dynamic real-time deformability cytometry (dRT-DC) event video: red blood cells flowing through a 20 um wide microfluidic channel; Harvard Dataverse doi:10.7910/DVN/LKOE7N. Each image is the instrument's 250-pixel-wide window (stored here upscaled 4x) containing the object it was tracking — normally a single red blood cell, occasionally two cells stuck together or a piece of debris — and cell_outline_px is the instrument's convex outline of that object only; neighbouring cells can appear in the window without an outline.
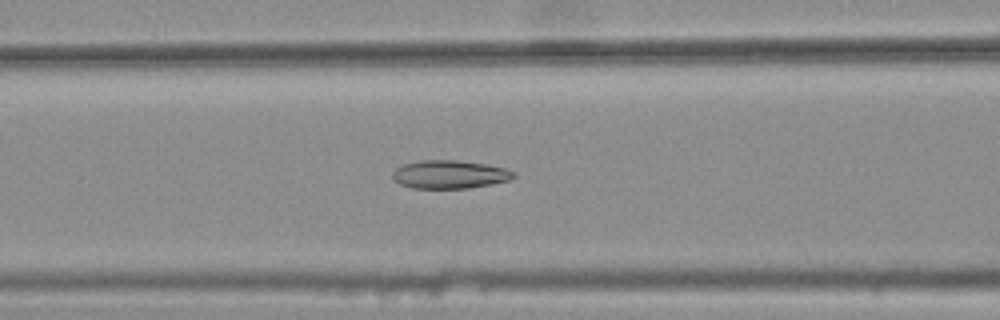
{"species": "common noctule bat (a hibernating species)", "species_latin": "Nyctalus noctula", "temperature_condition": "warm", "stored_images_in_passage": 45, "camera_frame_rate_fps": 3000, "um_per_image_px": 0.085, "animal": {"sex": "female", "body_mass_g": 25.1}, "frame": {"image": 1, "passage_image": 21, "time_ms": 6.667, "image_size_px": [1000, 320], "cell_outline_px": [[516, 176], [508, 180], [468, 188], [412, 188], [400, 184], [392, 180], [392, 172], [396, 168], [404, 164], [420, 160], [456, 160], [484, 164], [504, 168], [516, 172]], "centroid_in_image_um": [38.17, 14.82], "position_along_channel_um": 128.4, "area_um2": 19.83}}
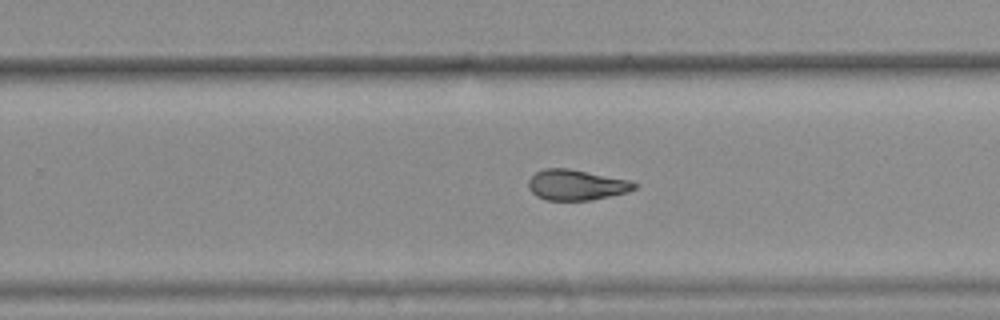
{"frame": {"image": 2, "passage_image": 33, "time_ms": 10.667, "image_size_px": [1000, 320], "cell_outline_px": [[636, 188], [628, 192], [592, 200], [548, 200], [536, 196], [528, 188], [528, 180], [536, 172], [544, 168], [568, 168], [632, 180], [636, 184]], "centroid_in_image_um": [49.0, 15.71], "position_along_channel_um": 280.8, "area_um2": 18.96}}
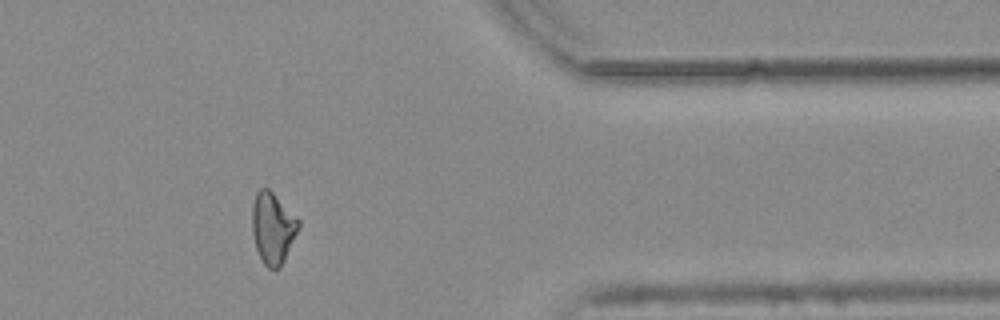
{"frame": {"image": 3, "passage_image": 43, "time_ms": 14.0, "image_size_px": [1000, 320], "cell_outline_px": [[300, 224], [284, 260], [280, 268], [268, 268], [264, 264], [256, 248], [252, 232], [252, 204], [256, 192], [260, 188], [268, 188], [300, 220]], "centroid_in_image_um": [23.17, 19.36], "position_along_channel_um": 388.2, "area_um2": 19.02}, "authors_computed_cell_mechanics": {"area_um2": 19.652, "velocity_mm_per_s": 3.8218, "shape_relaxation_time_tau1_ms": null, "shape_relaxation_time_tau2_ms": 2.4899, "deformation_change_tau1": null, "deformation_change_tau2": 0.0872}}